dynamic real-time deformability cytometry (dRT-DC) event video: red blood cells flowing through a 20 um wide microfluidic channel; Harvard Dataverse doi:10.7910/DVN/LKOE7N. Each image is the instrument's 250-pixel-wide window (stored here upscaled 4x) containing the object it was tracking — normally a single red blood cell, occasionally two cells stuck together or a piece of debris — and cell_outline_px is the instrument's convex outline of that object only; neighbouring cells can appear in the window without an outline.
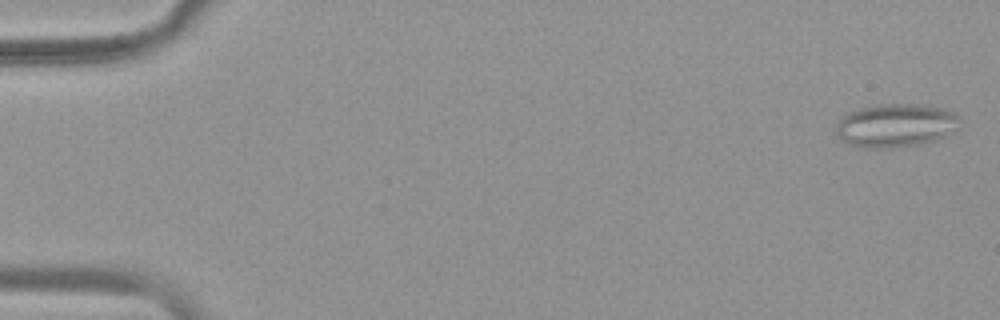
{"species": "common noctule bat (a hibernating species)", "species_latin": "Nyctalus noctula", "temperature_condition": "warm", "stored_images_in_passage": 51, "segment_of_instrument_passage": [1, 2], "camera_frame_rate_fps": 3000, "um_per_image_px": 0.085, "animal": {"sex": "female", "body_mass_g": 19.9}, "frame": {"image": 1, "passage_image": 2, "time_ms": 0.333, "image_size_px": [1000, 320], "cell_outline_px": [[960, 120], [956, 132], [948, 136], [936, 140], [920, 144], [892, 148], [864, 148], [848, 144], [840, 140], [836, 132], [836, 124], [848, 112], [860, 108], [876, 104], [920, 104], [944, 108], [960, 116]], "centroid_in_image_um": [76.17, 10.67], "position_along_channel_um": 8.8, "area_um2": 31.85}}